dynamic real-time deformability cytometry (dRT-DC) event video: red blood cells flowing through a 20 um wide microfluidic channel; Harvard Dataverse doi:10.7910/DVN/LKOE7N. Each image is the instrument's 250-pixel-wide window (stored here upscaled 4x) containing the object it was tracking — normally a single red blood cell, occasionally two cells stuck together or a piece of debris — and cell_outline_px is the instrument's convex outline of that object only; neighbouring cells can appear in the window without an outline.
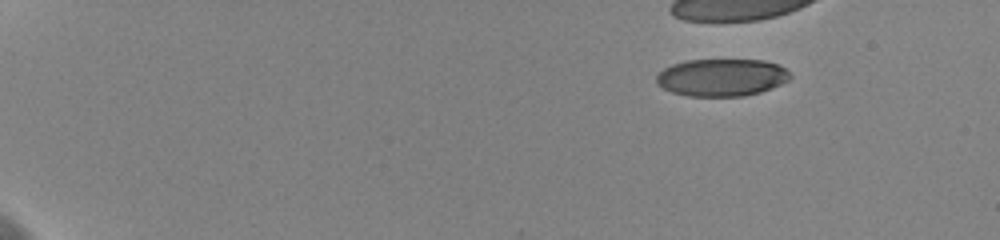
{"species": "human", "species_latin": "Homo sapiens", "temperature_condition": "cold", "stored_images_in_passage": 9, "camera_frame_rate_fps": 3000, "um_per_image_px": 0.085, "donor": {"sex": "female"}, "frame": {"image": 1, "passage_image": 1, "time_ms": 0.0, "image_size_px": [1000, 240], "cell_outline_px": [[792, 76], [788, 80], [780, 84], [760, 92], [744, 96], [688, 96], [672, 92], [656, 84], [656, 76], [664, 68], [672, 64], [688, 60], [764, 60], [776, 64], [784, 68]], "centroid_in_image_um": [61.32, 6.58], "position_along_channel_um": 23.7, "area_um2": 29.02}}